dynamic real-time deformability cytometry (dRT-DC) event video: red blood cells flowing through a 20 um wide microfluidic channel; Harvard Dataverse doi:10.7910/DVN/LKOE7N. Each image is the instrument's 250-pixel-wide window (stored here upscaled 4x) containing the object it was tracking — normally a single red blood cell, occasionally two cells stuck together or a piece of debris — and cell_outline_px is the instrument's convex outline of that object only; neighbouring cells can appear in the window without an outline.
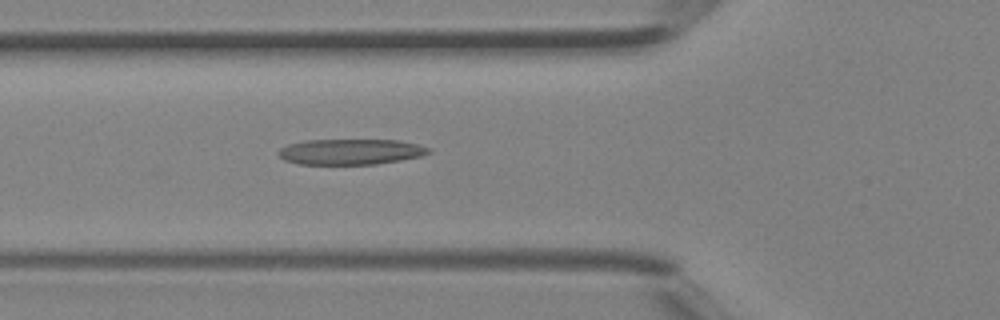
{"species": "Egyptian fruit bat (a non-hibernating species)", "species_latin": "Rousettus aegyptiacus", "temperature_condition": "room temperature", "stored_images_in_passage": 30, "camera_frame_rate_fps": 3000, "um_per_image_px": 0.085, "animal": {"sex": "female"}, "frame": {"image": 1, "passage_image": 3, "time_ms": 0.667, "image_size_px": [1000, 320], "cell_outline_px": [[432, 152], [420, 156], [400, 160], [376, 164], [300, 164], [284, 160], [280, 156], [280, 148], [288, 144], [304, 140], [396, 140], [416, 144], [432, 148]], "centroid_in_image_um": [29.82, 12.89], "position_along_channel_um": 96.0, "area_um2": 22.31}}
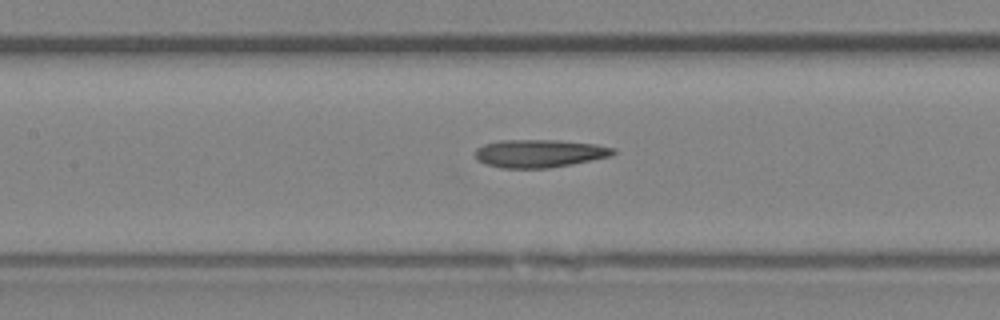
{"frame": {"image": 2, "passage_image": 7, "time_ms": 2.0, "image_size_px": [1000, 320], "cell_outline_px": [[616, 152], [612, 156], [572, 164], [548, 168], [500, 168], [484, 164], [476, 160], [476, 148], [484, 144], [500, 140], [560, 140], [596, 144], [616, 148]], "centroid_in_image_um": [45.86, 13.04], "position_along_channel_um": 161.5, "area_um2": 22.72}}
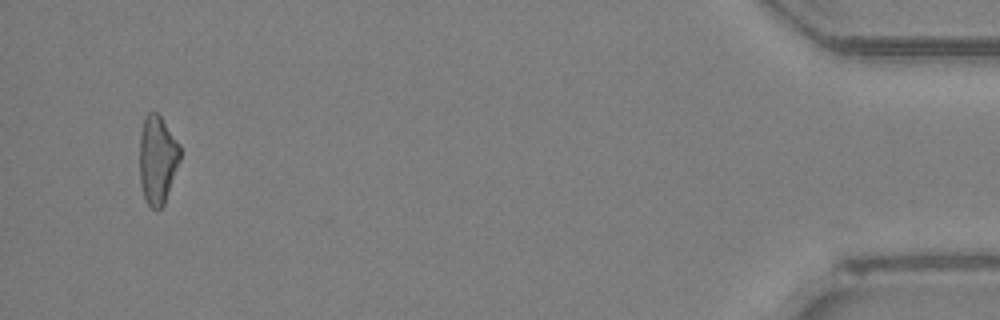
{"frame": {"image": 3, "passage_image": 28, "time_ms": 9.0, "image_size_px": [1000, 320], "cell_outline_px": [[180, 160], [164, 204], [160, 208], [152, 208], [148, 204], [144, 196], [140, 184], [140, 132], [144, 116], [148, 112], [156, 112], [160, 116], [180, 144]], "centroid_in_image_um": [13.38, 13.54], "position_along_channel_um": 421.8, "area_um2": 20.81}}